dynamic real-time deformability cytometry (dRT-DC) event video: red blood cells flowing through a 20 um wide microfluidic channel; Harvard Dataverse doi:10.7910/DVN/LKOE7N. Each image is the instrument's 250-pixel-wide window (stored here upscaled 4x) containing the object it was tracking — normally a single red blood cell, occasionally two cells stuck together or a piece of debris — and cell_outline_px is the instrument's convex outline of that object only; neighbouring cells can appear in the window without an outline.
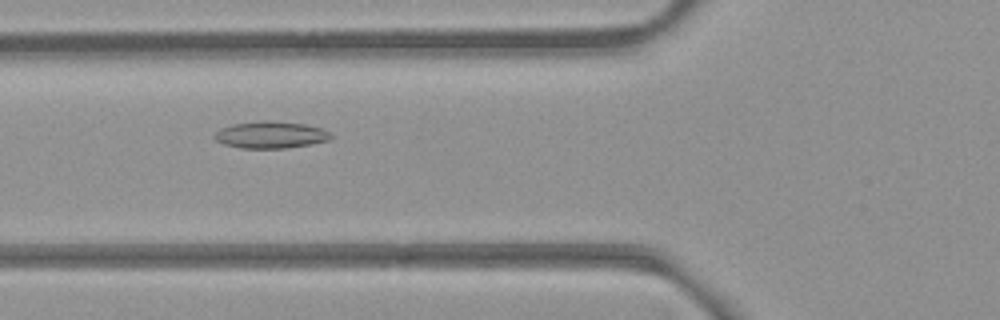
{"species": "common noctule bat (a hibernating species)", "species_latin": "Nyctalus noctula", "temperature_condition": "room temperature", "stored_images_in_passage": 45, "camera_frame_rate_fps": 3000, "um_per_image_px": 0.085, "animal": {"sex": "female", "body_mass_g": 21.9}, "frame": {"image": 1, "passage_image": 13, "time_ms": 4.0, "image_size_px": [1000, 320], "cell_outline_px": [[332, 136], [328, 140], [312, 144], [284, 148], [240, 148], [224, 144], [216, 140], [212, 136], [220, 128], [232, 124], [260, 120], [268, 120], [304, 124], [324, 128]], "centroid_in_image_um": [22.98, 11.45], "position_along_channel_um": 102.8, "area_um2": 18.32}}
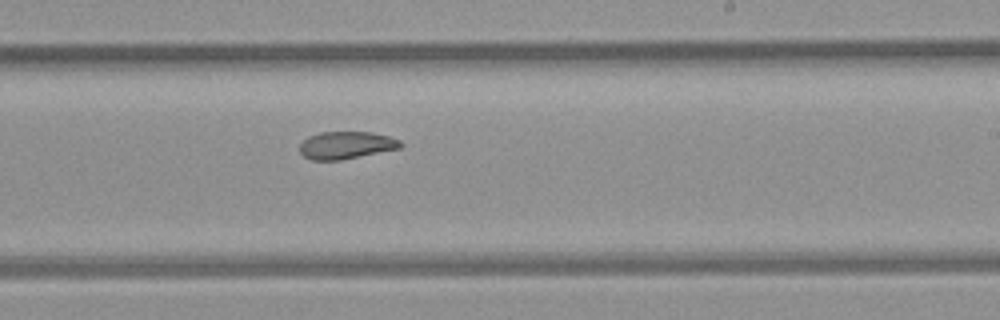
{"frame": {"image": 2, "passage_image": 25, "time_ms": 8.0, "image_size_px": [1000, 320], "cell_outline_px": [[404, 144], [400, 148], [340, 160], [312, 160], [304, 156], [300, 152], [300, 144], [308, 136], [320, 132], [372, 132], [388, 136], [400, 140]], "centroid_in_image_um": [29.43, 12.33], "position_along_channel_um": 259.6, "area_um2": 16.07}}
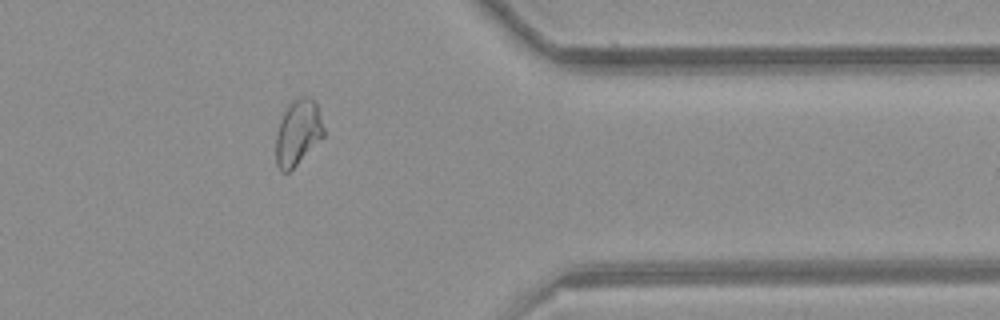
{"frame": {"image": 3, "passage_image": 36, "time_ms": 11.667, "image_size_px": [1000, 320], "cell_outline_px": [[324, 136], [288, 172], [280, 172], [276, 164], [276, 136], [280, 120], [288, 104], [292, 100], [300, 96], [308, 96], [316, 104], [324, 128]], "centroid_in_image_um": [25.3, 11.25], "position_along_channel_um": 386.1, "area_um2": 18.03}, "authors_computed_cell_mechanics": {"area_um2": 18.207, "velocity_mm_per_s": 3.9111, "shape_relaxation_time_tau1_ms": null, "shape_relaxation_time_tau2_ms": 3.2743, "deformation_change_tau1": null, "deformation_change_tau2": 0.0828}}